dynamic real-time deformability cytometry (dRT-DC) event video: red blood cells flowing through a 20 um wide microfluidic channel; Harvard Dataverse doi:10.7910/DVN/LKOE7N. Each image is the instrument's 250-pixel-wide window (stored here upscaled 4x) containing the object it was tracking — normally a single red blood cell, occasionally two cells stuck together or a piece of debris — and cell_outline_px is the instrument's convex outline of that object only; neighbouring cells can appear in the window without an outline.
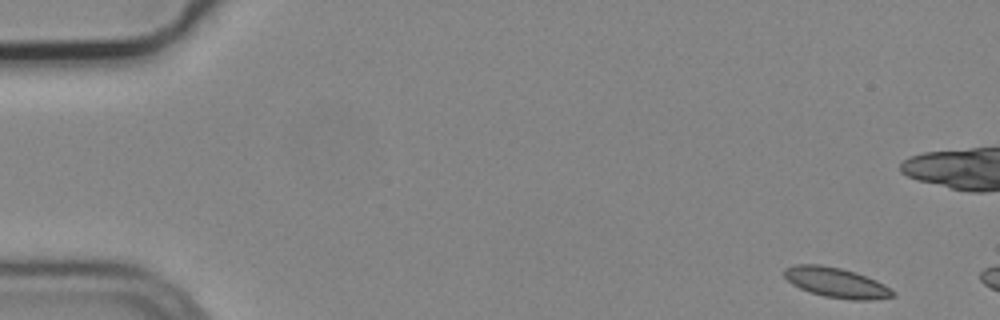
{"species": "common noctule bat (a hibernating species)", "species_latin": "Nyctalus noctula", "temperature_condition": "cold", "stored_images_in_passage": 3, "camera_frame_rate_fps": 3000, "um_per_image_px": 0.085, "animal": {"sex": "male", "body_mass_g": 19.2, "forearm_length_mm": 51.8}, "frame": {"image": 1, "passage_image": 1, "time_ms": 0.0, "image_size_px": [1000, 320], "cell_outline_px": [[896, 296], [872, 300], [852, 300], [824, 296], [800, 288], [792, 284], [784, 276], [784, 268], [796, 264], [820, 264], [840, 268], [856, 272], [876, 280], [884, 284], [896, 292]], "centroid_in_image_um": [71.11, 24.02], "position_along_channel_um": 13.9, "area_um2": 19.02}}